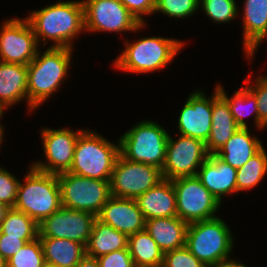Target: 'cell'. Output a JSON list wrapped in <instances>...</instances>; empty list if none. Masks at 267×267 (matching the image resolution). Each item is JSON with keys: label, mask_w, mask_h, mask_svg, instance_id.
I'll use <instances>...</instances> for the list:
<instances>
[{"label": "cell", "mask_w": 267, "mask_h": 267, "mask_svg": "<svg viewBox=\"0 0 267 267\" xmlns=\"http://www.w3.org/2000/svg\"><path fill=\"white\" fill-rule=\"evenodd\" d=\"M26 19L33 28L38 45L39 41H43L45 46L50 40L53 44L49 47L73 49V39L85 31L82 0L58 1L40 10L30 11Z\"/></svg>", "instance_id": "1"}, {"label": "cell", "mask_w": 267, "mask_h": 267, "mask_svg": "<svg viewBox=\"0 0 267 267\" xmlns=\"http://www.w3.org/2000/svg\"><path fill=\"white\" fill-rule=\"evenodd\" d=\"M72 50L49 47L27 65L28 110L32 111L56 92L71 66ZM42 55H41V54Z\"/></svg>", "instance_id": "2"}, {"label": "cell", "mask_w": 267, "mask_h": 267, "mask_svg": "<svg viewBox=\"0 0 267 267\" xmlns=\"http://www.w3.org/2000/svg\"><path fill=\"white\" fill-rule=\"evenodd\" d=\"M124 51L116 58V69L131 73H151L160 70L174 59L183 42L165 37H144L137 41H125Z\"/></svg>", "instance_id": "3"}, {"label": "cell", "mask_w": 267, "mask_h": 267, "mask_svg": "<svg viewBox=\"0 0 267 267\" xmlns=\"http://www.w3.org/2000/svg\"><path fill=\"white\" fill-rule=\"evenodd\" d=\"M24 181L18 186L15 209L39 224L62 207L57 174L37 170L31 165Z\"/></svg>", "instance_id": "4"}, {"label": "cell", "mask_w": 267, "mask_h": 267, "mask_svg": "<svg viewBox=\"0 0 267 267\" xmlns=\"http://www.w3.org/2000/svg\"><path fill=\"white\" fill-rule=\"evenodd\" d=\"M120 155V145L94 131L83 130L76 142L73 163L68 172L91 179L110 181Z\"/></svg>", "instance_id": "5"}, {"label": "cell", "mask_w": 267, "mask_h": 267, "mask_svg": "<svg viewBox=\"0 0 267 267\" xmlns=\"http://www.w3.org/2000/svg\"><path fill=\"white\" fill-rule=\"evenodd\" d=\"M234 237L220 217L188 224L186 247L206 266L230 260Z\"/></svg>", "instance_id": "6"}, {"label": "cell", "mask_w": 267, "mask_h": 267, "mask_svg": "<svg viewBox=\"0 0 267 267\" xmlns=\"http://www.w3.org/2000/svg\"><path fill=\"white\" fill-rule=\"evenodd\" d=\"M169 133L151 120L138 122L119 138L120 154L133 162L150 164L162 170Z\"/></svg>", "instance_id": "7"}, {"label": "cell", "mask_w": 267, "mask_h": 267, "mask_svg": "<svg viewBox=\"0 0 267 267\" xmlns=\"http://www.w3.org/2000/svg\"><path fill=\"white\" fill-rule=\"evenodd\" d=\"M63 207L86 211L96 217L110 199V182L91 179L71 172L57 174Z\"/></svg>", "instance_id": "8"}, {"label": "cell", "mask_w": 267, "mask_h": 267, "mask_svg": "<svg viewBox=\"0 0 267 267\" xmlns=\"http://www.w3.org/2000/svg\"><path fill=\"white\" fill-rule=\"evenodd\" d=\"M171 181L176 192L177 216L180 219L189 224L217 217L215 214L221 203L197 176L179 177Z\"/></svg>", "instance_id": "9"}, {"label": "cell", "mask_w": 267, "mask_h": 267, "mask_svg": "<svg viewBox=\"0 0 267 267\" xmlns=\"http://www.w3.org/2000/svg\"><path fill=\"white\" fill-rule=\"evenodd\" d=\"M162 180V171L158 167L130 161L120 154L109 181L111 195L137 199Z\"/></svg>", "instance_id": "10"}, {"label": "cell", "mask_w": 267, "mask_h": 267, "mask_svg": "<svg viewBox=\"0 0 267 267\" xmlns=\"http://www.w3.org/2000/svg\"><path fill=\"white\" fill-rule=\"evenodd\" d=\"M85 31L136 32L145 28L120 0H83Z\"/></svg>", "instance_id": "11"}, {"label": "cell", "mask_w": 267, "mask_h": 267, "mask_svg": "<svg viewBox=\"0 0 267 267\" xmlns=\"http://www.w3.org/2000/svg\"><path fill=\"white\" fill-rule=\"evenodd\" d=\"M206 143L199 139L180 135L177 140L168 136L163 179L197 176L198 170L208 158Z\"/></svg>", "instance_id": "12"}, {"label": "cell", "mask_w": 267, "mask_h": 267, "mask_svg": "<svg viewBox=\"0 0 267 267\" xmlns=\"http://www.w3.org/2000/svg\"><path fill=\"white\" fill-rule=\"evenodd\" d=\"M33 28L26 18H11L0 28V61L28 65L38 51Z\"/></svg>", "instance_id": "13"}, {"label": "cell", "mask_w": 267, "mask_h": 267, "mask_svg": "<svg viewBox=\"0 0 267 267\" xmlns=\"http://www.w3.org/2000/svg\"><path fill=\"white\" fill-rule=\"evenodd\" d=\"M96 218L92 213L62 206L38 224V237L69 239L86 246Z\"/></svg>", "instance_id": "14"}, {"label": "cell", "mask_w": 267, "mask_h": 267, "mask_svg": "<svg viewBox=\"0 0 267 267\" xmlns=\"http://www.w3.org/2000/svg\"><path fill=\"white\" fill-rule=\"evenodd\" d=\"M41 131L47 162L36 161L32 166L51 174L68 172L73 163L76 142L83 129L73 131L69 128L50 129L45 127Z\"/></svg>", "instance_id": "15"}, {"label": "cell", "mask_w": 267, "mask_h": 267, "mask_svg": "<svg viewBox=\"0 0 267 267\" xmlns=\"http://www.w3.org/2000/svg\"><path fill=\"white\" fill-rule=\"evenodd\" d=\"M212 95L200 90L189 94L178 118V132L180 135L207 142L211 132Z\"/></svg>", "instance_id": "16"}, {"label": "cell", "mask_w": 267, "mask_h": 267, "mask_svg": "<svg viewBox=\"0 0 267 267\" xmlns=\"http://www.w3.org/2000/svg\"><path fill=\"white\" fill-rule=\"evenodd\" d=\"M97 218L127 236L144 230L146 225L136 199L111 196Z\"/></svg>", "instance_id": "17"}, {"label": "cell", "mask_w": 267, "mask_h": 267, "mask_svg": "<svg viewBox=\"0 0 267 267\" xmlns=\"http://www.w3.org/2000/svg\"><path fill=\"white\" fill-rule=\"evenodd\" d=\"M197 177L220 203L226 195L237 194V169L215 154L208 155L198 169Z\"/></svg>", "instance_id": "18"}, {"label": "cell", "mask_w": 267, "mask_h": 267, "mask_svg": "<svg viewBox=\"0 0 267 267\" xmlns=\"http://www.w3.org/2000/svg\"><path fill=\"white\" fill-rule=\"evenodd\" d=\"M136 201L146 220L177 216L176 192L171 180L163 179Z\"/></svg>", "instance_id": "19"}, {"label": "cell", "mask_w": 267, "mask_h": 267, "mask_svg": "<svg viewBox=\"0 0 267 267\" xmlns=\"http://www.w3.org/2000/svg\"><path fill=\"white\" fill-rule=\"evenodd\" d=\"M214 90L212 95V127L206 142V149L209 154H215L239 128L231 114L228 102L219 94L217 86Z\"/></svg>", "instance_id": "20"}, {"label": "cell", "mask_w": 267, "mask_h": 267, "mask_svg": "<svg viewBox=\"0 0 267 267\" xmlns=\"http://www.w3.org/2000/svg\"><path fill=\"white\" fill-rule=\"evenodd\" d=\"M188 223L178 216L146 220L145 230L163 253L186 246Z\"/></svg>", "instance_id": "21"}, {"label": "cell", "mask_w": 267, "mask_h": 267, "mask_svg": "<svg viewBox=\"0 0 267 267\" xmlns=\"http://www.w3.org/2000/svg\"><path fill=\"white\" fill-rule=\"evenodd\" d=\"M262 148L261 140L250 133L249 127H239L215 155L238 169L245 165Z\"/></svg>", "instance_id": "22"}, {"label": "cell", "mask_w": 267, "mask_h": 267, "mask_svg": "<svg viewBox=\"0 0 267 267\" xmlns=\"http://www.w3.org/2000/svg\"><path fill=\"white\" fill-rule=\"evenodd\" d=\"M26 99V100H25ZM21 100L27 101V65L0 61V107L10 108Z\"/></svg>", "instance_id": "23"}, {"label": "cell", "mask_w": 267, "mask_h": 267, "mask_svg": "<svg viewBox=\"0 0 267 267\" xmlns=\"http://www.w3.org/2000/svg\"><path fill=\"white\" fill-rule=\"evenodd\" d=\"M44 260L57 267H76L86 255V246L69 239L39 238Z\"/></svg>", "instance_id": "24"}, {"label": "cell", "mask_w": 267, "mask_h": 267, "mask_svg": "<svg viewBox=\"0 0 267 267\" xmlns=\"http://www.w3.org/2000/svg\"><path fill=\"white\" fill-rule=\"evenodd\" d=\"M128 236L112 226L95 219L89 241L86 245V255L98 258L116 250L127 248Z\"/></svg>", "instance_id": "25"}, {"label": "cell", "mask_w": 267, "mask_h": 267, "mask_svg": "<svg viewBox=\"0 0 267 267\" xmlns=\"http://www.w3.org/2000/svg\"><path fill=\"white\" fill-rule=\"evenodd\" d=\"M127 247L135 267H162L164 253L145 229L129 235Z\"/></svg>", "instance_id": "26"}, {"label": "cell", "mask_w": 267, "mask_h": 267, "mask_svg": "<svg viewBox=\"0 0 267 267\" xmlns=\"http://www.w3.org/2000/svg\"><path fill=\"white\" fill-rule=\"evenodd\" d=\"M216 86L219 94L228 102L231 114L239 127H248L244 117L253 113L255 122L254 126H256V129L258 128L259 130H264L265 127L259 122L256 98L246 87H242L241 89L235 91L234 95L230 98L223 89V86L219 84Z\"/></svg>", "instance_id": "27"}, {"label": "cell", "mask_w": 267, "mask_h": 267, "mask_svg": "<svg viewBox=\"0 0 267 267\" xmlns=\"http://www.w3.org/2000/svg\"><path fill=\"white\" fill-rule=\"evenodd\" d=\"M244 50L261 34L267 32V0H244Z\"/></svg>", "instance_id": "28"}, {"label": "cell", "mask_w": 267, "mask_h": 267, "mask_svg": "<svg viewBox=\"0 0 267 267\" xmlns=\"http://www.w3.org/2000/svg\"><path fill=\"white\" fill-rule=\"evenodd\" d=\"M0 233L31 242L38 238V224L26 213L13 207L7 210L0 225Z\"/></svg>", "instance_id": "29"}, {"label": "cell", "mask_w": 267, "mask_h": 267, "mask_svg": "<svg viewBox=\"0 0 267 267\" xmlns=\"http://www.w3.org/2000/svg\"><path fill=\"white\" fill-rule=\"evenodd\" d=\"M264 147L237 169V193L250 190L263 180L267 173V154Z\"/></svg>", "instance_id": "30"}, {"label": "cell", "mask_w": 267, "mask_h": 267, "mask_svg": "<svg viewBox=\"0 0 267 267\" xmlns=\"http://www.w3.org/2000/svg\"><path fill=\"white\" fill-rule=\"evenodd\" d=\"M44 262V253L39 237L27 242L6 261L7 267H42Z\"/></svg>", "instance_id": "31"}, {"label": "cell", "mask_w": 267, "mask_h": 267, "mask_svg": "<svg viewBox=\"0 0 267 267\" xmlns=\"http://www.w3.org/2000/svg\"><path fill=\"white\" fill-rule=\"evenodd\" d=\"M235 0H200L199 7L207 16L216 23H228L238 15Z\"/></svg>", "instance_id": "32"}, {"label": "cell", "mask_w": 267, "mask_h": 267, "mask_svg": "<svg viewBox=\"0 0 267 267\" xmlns=\"http://www.w3.org/2000/svg\"><path fill=\"white\" fill-rule=\"evenodd\" d=\"M200 0H155L154 13H162L172 18H188L200 7Z\"/></svg>", "instance_id": "33"}, {"label": "cell", "mask_w": 267, "mask_h": 267, "mask_svg": "<svg viewBox=\"0 0 267 267\" xmlns=\"http://www.w3.org/2000/svg\"><path fill=\"white\" fill-rule=\"evenodd\" d=\"M162 267H208L184 246L164 253Z\"/></svg>", "instance_id": "34"}, {"label": "cell", "mask_w": 267, "mask_h": 267, "mask_svg": "<svg viewBox=\"0 0 267 267\" xmlns=\"http://www.w3.org/2000/svg\"><path fill=\"white\" fill-rule=\"evenodd\" d=\"M21 180L0 167V202L9 208H13L17 199L18 186Z\"/></svg>", "instance_id": "35"}, {"label": "cell", "mask_w": 267, "mask_h": 267, "mask_svg": "<svg viewBox=\"0 0 267 267\" xmlns=\"http://www.w3.org/2000/svg\"><path fill=\"white\" fill-rule=\"evenodd\" d=\"M255 84L245 86L256 98L259 122L267 127V76H257Z\"/></svg>", "instance_id": "36"}, {"label": "cell", "mask_w": 267, "mask_h": 267, "mask_svg": "<svg viewBox=\"0 0 267 267\" xmlns=\"http://www.w3.org/2000/svg\"><path fill=\"white\" fill-rule=\"evenodd\" d=\"M100 267H135L128 247L97 258Z\"/></svg>", "instance_id": "37"}, {"label": "cell", "mask_w": 267, "mask_h": 267, "mask_svg": "<svg viewBox=\"0 0 267 267\" xmlns=\"http://www.w3.org/2000/svg\"><path fill=\"white\" fill-rule=\"evenodd\" d=\"M140 24L144 22V15H152L155 11V0H120Z\"/></svg>", "instance_id": "38"}, {"label": "cell", "mask_w": 267, "mask_h": 267, "mask_svg": "<svg viewBox=\"0 0 267 267\" xmlns=\"http://www.w3.org/2000/svg\"><path fill=\"white\" fill-rule=\"evenodd\" d=\"M26 243L27 241L19 239V237H6L5 234L0 233V253L6 261Z\"/></svg>", "instance_id": "39"}, {"label": "cell", "mask_w": 267, "mask_h": 267, "mask_svg": "<svg viewBox=\"0 0 267 267\" xmlns=\"http://www.w3.org/2000/svg\"><path fill=\"white\" fill-rule=\"evenodd\" d=\"M267 37V32L258 36L245 50V56L247 58H252L255 55V51H257V47L260 46L261 42L265 40ZM267 39V38H266Z\"/></svg>", "instance_id": "40"}, {"label": "cell", "mask_w": 267, "mask_h": 267, "mask_svg": "<svg viewBox=\"0 0 267 267\" xmlns=\"http://www.w3.org/2000/svg\"><path fill=\"white\" fill-rule=\"evenodd\" d=\"M76 267H100L98 259L85 255Z\"/></svg>", "instance_id": "41"}, {"label": "cell", "mask_w": 267, "mask_h": 267, "mask_svg": "<svg viewBox=\"0 0 267 267\" xmlns=\"http://www.w3.org/2000/svg\"><path fill=\"white\" fill-rule=\"evenodd\" d=\"M210 267H246V265H244L243 263L239 262L238 260H234V259H230L227 261H224L220 264L217 265H213Z\"/></svg>", "instance_id": "42"}, {"label": "cell", "mask_w": 267, "mask_h": 267, "mask_svg": "<svg viewBox=\"0 0 267 267\" xmlns=\"http://www.w3.org/2000/svg\"><path fill=\"white\" fill-rule=\"evenodd\" d=\"M8 209H9V207L5 206L4 204H2L0 202V225H1L2 221L4 220L5 214H6Z\"/></svg>", "instance_id": "43"}, {"label": "cell", "mask_w": 267, "mask_h": 267, "mask_svg": "<svg viewBox=\"0 0 267 267\" xmlns=\"http://www.w3.org/2000/svg\"><path fill=\"white\" fill-rule=\"evenodd\" d=\"M4 114L2 113L0 115V118L3 116ZM3 135H4V127L2 126V123H0V145L3 143ZM1 147V146H0Z\"/></svg>", "instance_id": "44"}, {"label": "cell", "mask_w": 267, "mask_h": 267, "mask_svg": "<svg viewBox=\"0 0 267 267\" xmlns=\"http://www.w3.org/2000/svg\"><path fill=\"white\" fill-rule=\"evenodd\" d=\"M0 267H7L6 260H5L4 257L1 255V253H0Z\"/></svg>", "instance_id": "45"}, {"label": "cell", "mask_w": 267, "mask_h": 267, "mask_svg": "<svg viewBox=\"0 0 267 267\" xmlns=\"http://www.w3.org/2000/svg\"><path fill=\"white\" fill-rule=\"evenodd\" d=\"M42 267H57L55 264H51V263H48V262H44Z\"/></svg>", "instance_id": "46"}, {"label": "cell", "mask_w": 267, "mask_h": 267, "mask_svg": "<svg viewBox=\"0 0 267 267\" xmlns=\"http://www.w3.org/2000/svg\"><path fill=\"white\" fill-rule=\"evenodd\" d=\"M2 113H4V111L1 109V107H0V115L2 114Z\"/></svg>", "instance_id": "47"}]
</instances>
